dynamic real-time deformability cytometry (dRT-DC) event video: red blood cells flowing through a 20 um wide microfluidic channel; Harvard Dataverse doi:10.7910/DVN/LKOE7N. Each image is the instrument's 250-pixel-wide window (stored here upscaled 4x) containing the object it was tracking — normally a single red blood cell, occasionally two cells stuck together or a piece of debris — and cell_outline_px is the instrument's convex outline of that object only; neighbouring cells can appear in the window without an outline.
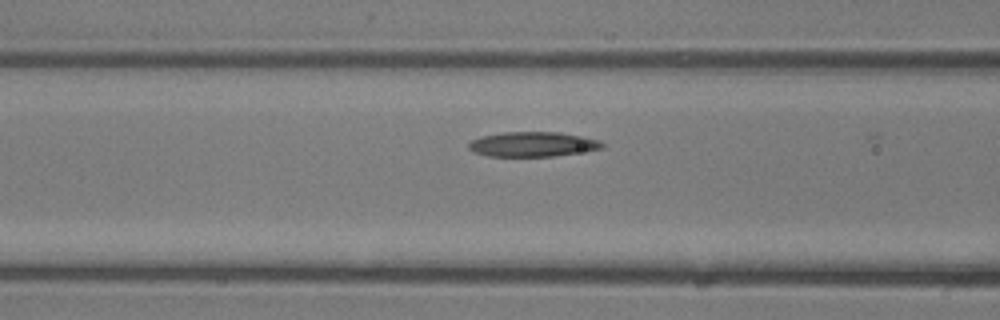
{"species": "common noctule bat (a hibernating species)", "species_latin": "Nyctalus noctula", "temperature_condition": "room temperature", "stored_images_in_passage": 7, "camera_frame_rate_fps": 3000, "um_per_image_px": 0.085, "animal": {"sex": "male", "body_mass_g": 13.3}, "frame": {"image": 1, "passage_image": 6, "time_ms": 1.667, "image_size_px": [1000, 320], "cell_outline_px": [[604, 148], [552, 156], [488, 156], [472, 152], [468, 148], [468, 144], [472, 140], [480, 136], [504, 132], [560, 132], [584, 136], [600, 140], [604, 144]], "centroid_in_image_um": [45.27, 12.25], "position_along_channel_um": 121.3, "area_um2": 19.36}}